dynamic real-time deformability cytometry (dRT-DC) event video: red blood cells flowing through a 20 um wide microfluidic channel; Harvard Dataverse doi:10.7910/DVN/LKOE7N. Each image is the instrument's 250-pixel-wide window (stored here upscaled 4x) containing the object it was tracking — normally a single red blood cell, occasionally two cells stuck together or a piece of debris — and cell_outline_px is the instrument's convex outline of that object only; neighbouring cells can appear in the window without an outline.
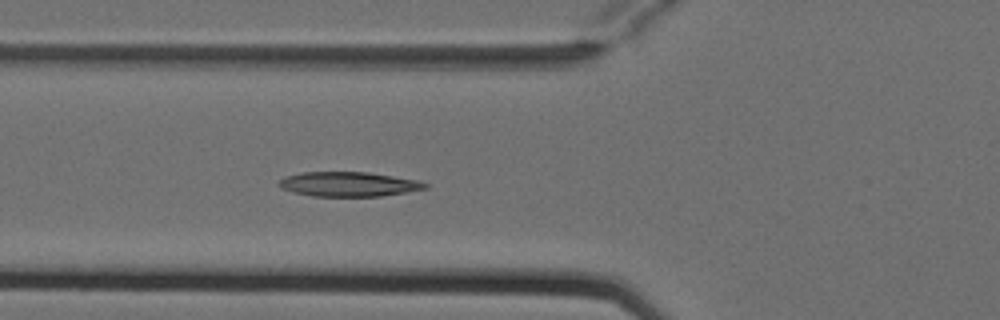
{"species": "Egyptian fruit bat (a non-hibernating species)", "species_latin": "Rousettus aegyptiacus", "temperature_condition": "cold", "stored_images_in_passage": 5, "camera_frame_rate_fps": 3000, "um_per_image_px": 0.085, "animal": {"sex": "female"}, "frame": {"image": 1, "passage_image": 5, "time_ms": 1.333, "image_size_px": [1000, 320], "cell_outline_px": [[428, 188], [380, 196], [312, 196], [292, 192], [280, 188], [276, 184], [284, 176], [304, 172], [368, 172], [420, 180], [428, 184]], "centroid_in_image_um": [29.6, 15.65], "position_along_channel_um": 96.2, "area_um2": 21.04}}